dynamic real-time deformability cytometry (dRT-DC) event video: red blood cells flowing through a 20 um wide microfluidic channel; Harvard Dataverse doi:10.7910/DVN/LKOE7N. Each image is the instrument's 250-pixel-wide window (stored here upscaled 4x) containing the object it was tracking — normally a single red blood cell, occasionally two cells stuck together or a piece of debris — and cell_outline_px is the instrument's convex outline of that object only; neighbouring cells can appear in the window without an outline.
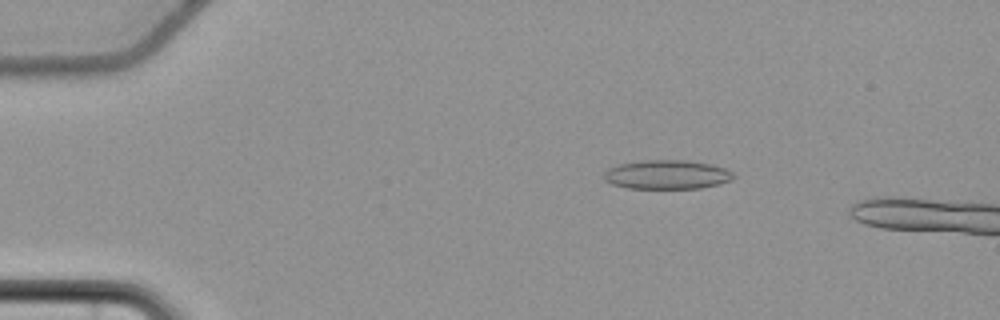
{"species": "common noctule bat (a hibernating species)", "species_latin": "Nyctalus noctula", "temperature_condition": "cold", "stored_images_in_passage": 50, "camera_frame_rate_fps": 3000, "um_per_image_px": 0.085, "animal": {"sex": "female", "body_mass_g": 22.7, "forearm_length_mm": 54.2}, "frame": {"image": 1, "passage_image": 6, "time_ms": 1.667, "image_size_px": [1000, 320], "cell_outline_px": [[736, 176], [732, 180], [720, 184], [700, 188], [628, 188], [612, 184], [604, 180], [604, 172], [608, 168], [620, 164], [640, 160], [684, 160], [712, 164], [724, 168], [732, 172]], "centroid_in_image_um": [56.7, 14.84], "position_along_channel_um": 28.3, "area_um2": 22.02}}
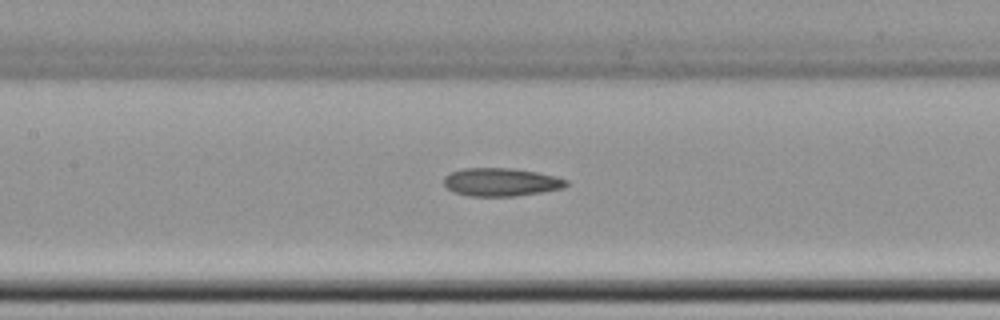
{"frame": {"image": 2, "passage_image": 23, "time_ms": 7.333, "image_size_px": [1000, 320], "cell_outline_px": [[568, 184], [564, 188], [516, 196], [468, 196], [452, 192], [444, 184], [444, 176], [448, 172], [464, 168], [512, 168], [536, 172], [556, 176], [568, 180]], "centroid_in_image_um": [42.56, 15.47], "position_along_channel_um": 164.8, "area_um2": 20.23}}
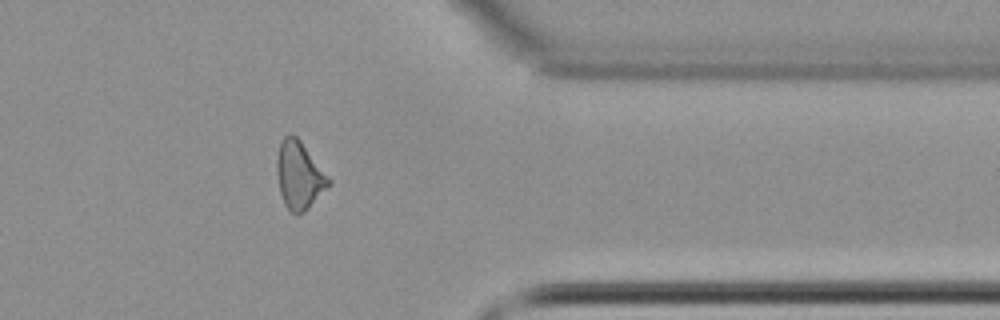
{"frame": {"image": 3, "passage_image": 42, "time_ms": 13.667, "image_size_px": [1000, 320], "cell_outline_px": [[332, 184], [300, 216], [296, 216], [284, 204], [280, 192], [276, 172], [276, 160], [280, 140], [288, 132], [292, 132], [300, 140], [332, 180]], "centroid_in_image_um": [25.43, 14.89], "position_along_channel_um": 386.0, "area_um2": 20.81}}